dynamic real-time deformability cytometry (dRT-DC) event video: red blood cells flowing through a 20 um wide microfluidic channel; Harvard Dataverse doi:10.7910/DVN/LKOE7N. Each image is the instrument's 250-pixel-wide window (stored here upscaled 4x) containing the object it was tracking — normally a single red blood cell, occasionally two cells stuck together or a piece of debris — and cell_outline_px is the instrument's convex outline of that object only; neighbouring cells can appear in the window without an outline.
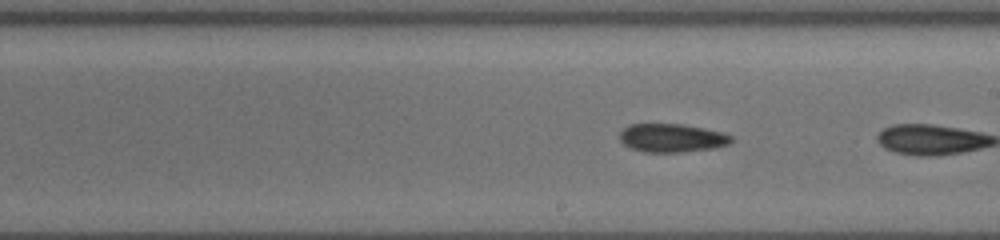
{"species": "common noctule bat (a hibernating species)", "species_latin": "Nyctalus noctula", "temperature_condition": "cold", "stored_images_in_passage": 17, "segment_of_instrument_passage": [2, 2], "camera_frame_rate_fps": 3000, "um_per_image_px": 0.085, "animal": {"sex": "female", "body_mass_g": 19.5, "forearm_length_mm": 54.1}, "frame": {"image": 1, "passage_image": 17, "time_ms": 8.667, "image_size_px": [1000, 240], "cell_outline_px": [[732, 140], [728, 144], [712, 148], [680, 152], [644, 152], [632, 148], [624, 144], [620, 140], [620, 132], [628, 124], [680, 124], [704, 128], [720, 132], [732, 136]], "centroid_in_image_um": [57.07, 11.72], "position_along_channel_um": 231.9, "area_um2": 18.26}}